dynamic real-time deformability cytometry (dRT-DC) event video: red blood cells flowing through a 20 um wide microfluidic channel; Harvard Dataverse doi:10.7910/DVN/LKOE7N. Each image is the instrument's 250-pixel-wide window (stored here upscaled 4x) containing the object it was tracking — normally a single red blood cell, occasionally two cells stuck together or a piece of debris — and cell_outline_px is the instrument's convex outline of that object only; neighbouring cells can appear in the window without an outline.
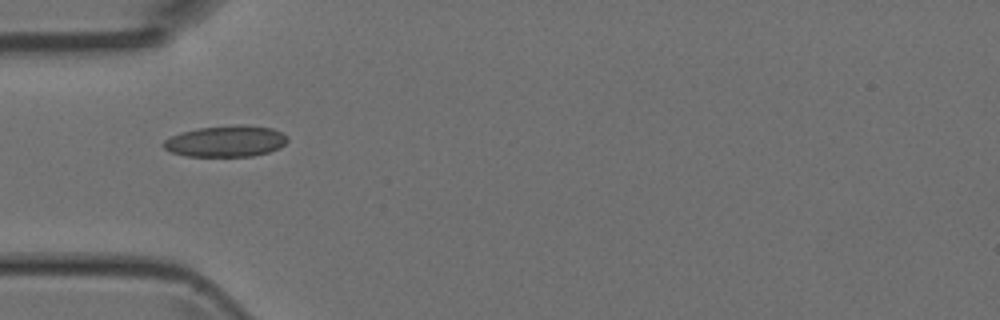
{"species": "Egyptian fruit bat (a non-hibernating species)", "species_latin": "Rousettus aegyptiacus", "temperature_condition": "room temperature", "stored_images_in_passage": 46, "camera_frame_rate_fps": 3000, "um_per_image_px": 0.085, "animal": {"sex": "female"}, "frame": {"image": 1, "passage_image": 15, "time_ms": 4.667, "image_size_px": [1000, 320], "cell_outline_px": [[288, 140], [280, 148], [268, 152], [252, 156], [184, 156], [172, 152], [164, 148], [160, 144], [168, 136], [180, 132], [200, 128], [236, 124], [240, 124], [272, 128], [288, 136]], "centroid_in_image_um": [19.17, 12.0], "position_along_channel_um": 65.8, "area_um2": 22.77}}
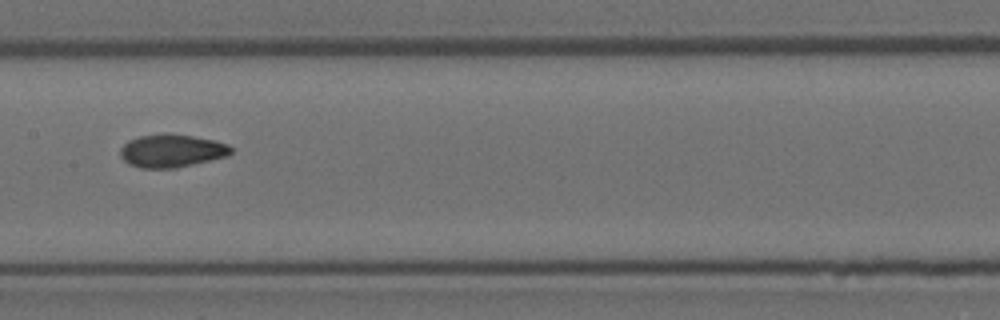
{"frame": {"image": 2, "passage_image": 24, "time_ms": 7.667, "image_size_px": [1000, 320], "cell_outline_px": [[232, 152], [228, 156], [176, 168], [144, 168], [132, 164], [124, 160], [120, 156], [120, 148], [128, 140], [140, 136], [164, 132], [168, 132], [216, 140], [228, 144], [232, 148]], "centroid_in_image_um": [14.61, 12.79], "position_along_channel_um": 192.8, "area_um2": 21.44}}
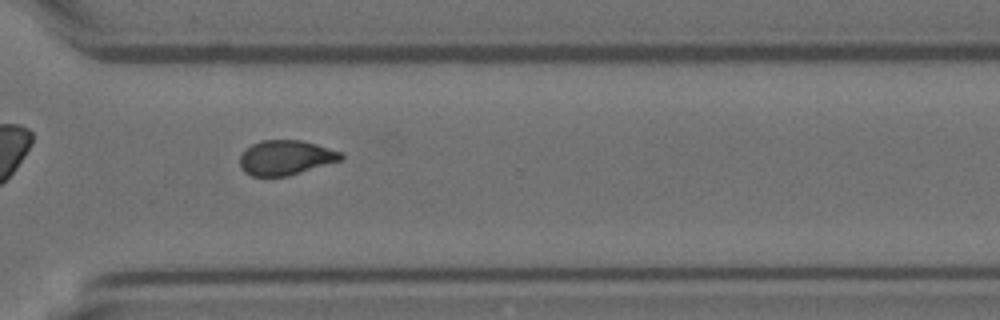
{"frame": {"image": 3, "passage_image": 35, "time_ms": 11.333, "image_size_px": [1000, 320], "cell_outline_px": [[344, 156], [340, 160], [288, 176], [252, 176], [244, 172], [240, 164], [240, 156], [252, 144], [260, 140], [300, 140], [316, 144], [344, 152]], "centroid_in_image_um": [24.29, 13.39], "position_along_channel_um": 346.3, "area_um2": 20.35}}